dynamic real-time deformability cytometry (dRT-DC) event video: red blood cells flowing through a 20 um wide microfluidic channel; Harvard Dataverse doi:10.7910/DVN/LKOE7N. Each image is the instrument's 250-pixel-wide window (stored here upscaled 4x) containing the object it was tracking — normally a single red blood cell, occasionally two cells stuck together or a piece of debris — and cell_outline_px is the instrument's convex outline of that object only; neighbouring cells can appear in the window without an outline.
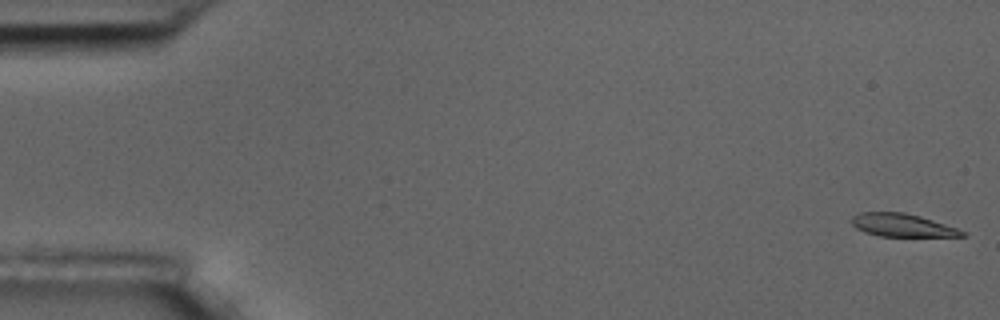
{"species": "common noctule bat (a hibernating species)", "species_latin": "Nyctalus noctula", "temperature_condition": "room temperature", "stored_images_in_passage": 9, "camera_frame_rate_fps": 3000, "um_per_image_px": 0.085, "animal": {"sex": "male", "body_mass_g": 17.5, "forearm_length_mm": 52.3}, "frame": {"image": 1, "passage_image": 1, "time_ms": 0.0, "image_size_px": [1000, 320], "cell_outline_px": [[968, 236], [880, 236], [864, 232], [856, 228], [852, 224], [852, 216], [860, 212], [904, 212], [920, 216], [968, 232]], "centroid_in_image_um": [76.69, 19.14], "position_along_channel_um": 8.3, "area_um2": 14.74}}
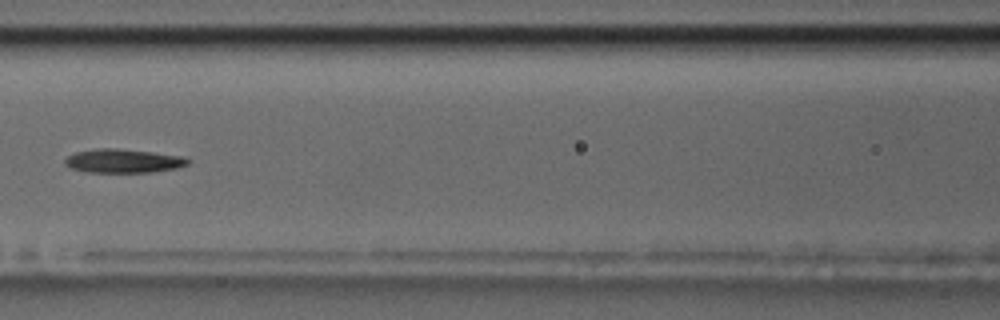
{"frame": {"image": 2, "passage_image": 8, "time_ms": 8.0, "image_size_px": [1000, 320], "cell_outline_px": [[192, 160], [188, 164], [176, 168], [152, 172], [88, 172], [72, 168], [64, 164], [64, 160], [68, 156], [76, 152], [96, 148], [116, 148], [152, 152], [184, 156]], "centroid_in_image_um": [10.5, 13.67], "position_along_channel_um": 156.1, "area_um2": 17.05}}
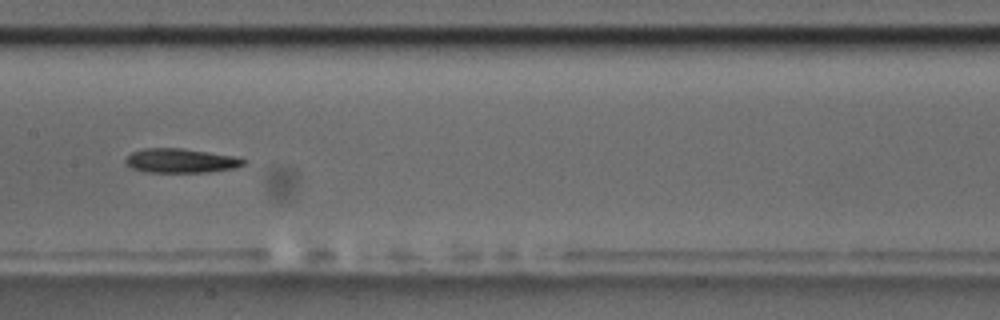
{"frame": {"image": 3, "passage_image": 9, "time_ms": 9.0, "image_size_px": [1000, 320], "cell_outline_px": [[248, 164], [236, 168], [208, 172], [144, 172], [132, 168], [124, 160], [132, 152], [144, 148], [184, 148], [236, 156], [248, 160]], "centroid_in_image_um": [15.45, 13.66], "position_along_channel_um": 192.0, "area_um2": 16.94}}